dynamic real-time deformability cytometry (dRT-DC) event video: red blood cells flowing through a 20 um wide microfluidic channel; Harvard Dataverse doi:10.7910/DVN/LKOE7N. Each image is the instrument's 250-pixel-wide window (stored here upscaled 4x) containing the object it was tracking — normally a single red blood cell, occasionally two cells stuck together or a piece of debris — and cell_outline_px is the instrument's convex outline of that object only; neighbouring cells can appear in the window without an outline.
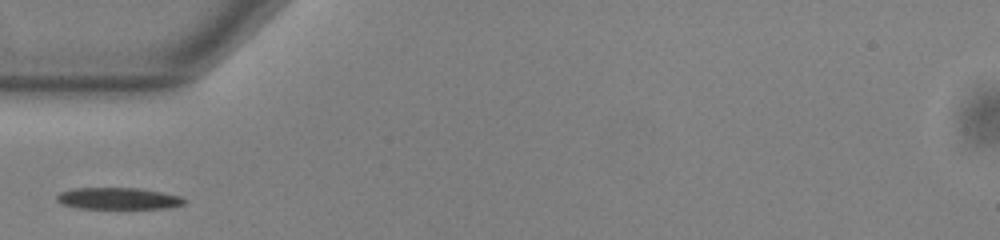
{"species": "common noctule bat (a hibernating species)", "species_latin": "Nyctalus noctula", "temperature_condition": "warm", "stored_images_in_passage": 37, "camera_frame_rate_fps": 3000, "um_per_image_px": 0.085, "animal": {"sex": "male", "body_mass_g": 13.0, "forearm_length_mm": 53.1}, "frame": {"image": 1, "passage_image": 1, "time_ms": 0.0, "image_size_px": [1000, 240], "cell_outline_px": [[188, 200], [184, 204], [168, 208], [76, 208], [60, 204], [56, 200], [56, 196], [60, 192], [72, 188], [136, 188], [164, 192], [180, 196]], "centroid_in_image_um": [10.04, 16.87], "position_along_channel_um": 75.0, "area_um2": 16.24}}
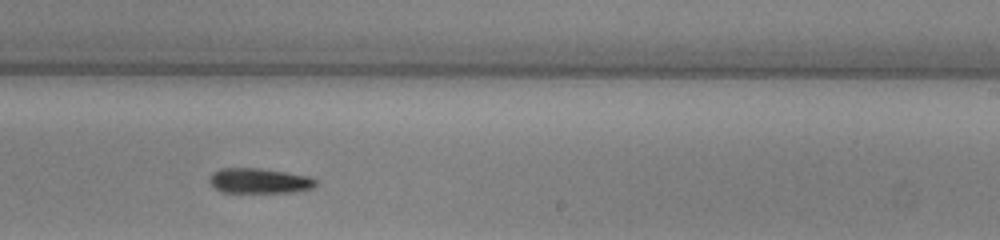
{"frame": {"image": 2, "passage_image": 16, "time_ms": 5.0, "image_size_px": [1000, 240], "cell_outline_px": [[316, 184], [312, 188], [292, 192], [220, 192], [212, 188], [208, 180], [212, 172], [220, 168], [260, 168], [288, 172], [308, 176], [316, 180]], "centroid_in_image_um": [21.98, 15.36], "position_along_channel_um": 267.0, "area_um2": 15.72}}
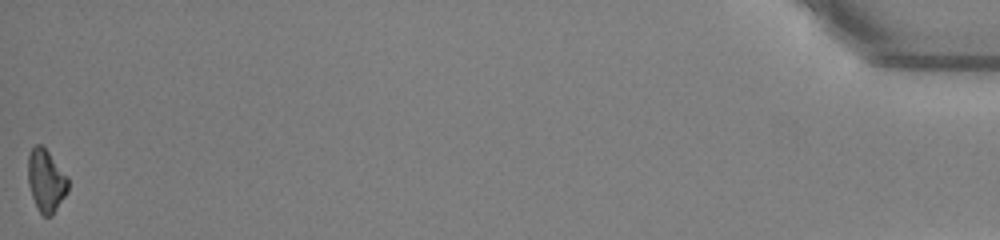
{"frame": {"image": 3, "passage_image": 37, "time_ms": 12.0, "image_size_px": [1000, 240], "cell_outline_px": [[68, 192], [52, 216], [44, 216], [40, 212], [32, 196], [28, 184], [28, 156], [32, 148], [36, 144], [40, 144], [48, 152], [68, 176]], "centroid_in_image_um": [3.93, 15.36], "position_along_channel_um": 431.3, "area_um2": 14.51}}